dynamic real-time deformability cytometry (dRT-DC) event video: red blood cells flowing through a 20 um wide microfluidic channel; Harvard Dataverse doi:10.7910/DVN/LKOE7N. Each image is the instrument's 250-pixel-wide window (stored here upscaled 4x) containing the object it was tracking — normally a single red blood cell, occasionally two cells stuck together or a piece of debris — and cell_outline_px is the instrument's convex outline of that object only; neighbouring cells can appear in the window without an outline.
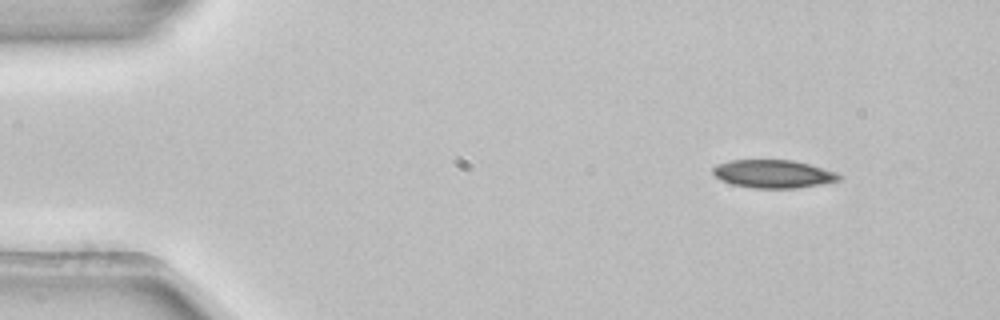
{"species": "common noctule bat (a hibernating species)", "species_latin": "Nyctalus noctula", "temperature_condition": "room temperature", "stored_images_in_passage": 3, "camera_frame_rate_fps": 3000, "um_per_image_px": 0.085, "animal": {"sex": "female", "body_mass_g": 22.7, "forearm_length_mm": 54.2}, "frame": {"image": 1, "passage_image": 1, "time_ms": 0.0, "image_size_px": [1000, 320], "cell_outline_px": [[844, 176], [840, 180], [824, 184], [796, 188], [756, 188], [732, 184], [720, 180], [712, 172], [712, 168], [716, 164], [728, 160], [792, 160], [808, 164], [836, 172]], "centroid_in_image_um": [65.73, 14.78], "position_along_channel_um": 19.3, "area_um2": 20.75}}
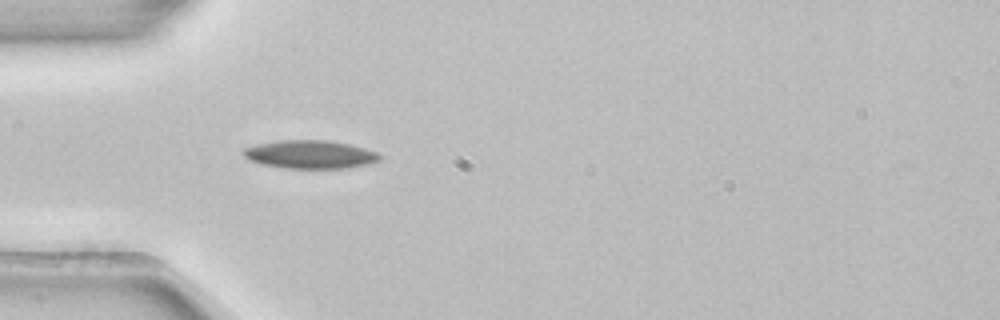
{"frame": {"image": 2, "passage_image": 3, "time_ms": 0.667, "image_size_px": [1000, 320], "cell_outline_px": [[384, 156], [380, 160], [368, 164], [344, 168], [284, 168], [260, 164], [248, 160], [240, 152], [244, 148], [256, 144], [280, 140], [328, 140], [348, 144], [364, 148], [376, 152]], "centroid_in_image_um": [26.32, 13.12], "position_along_channel_um": 58.7, "area_um2": 22.6}}